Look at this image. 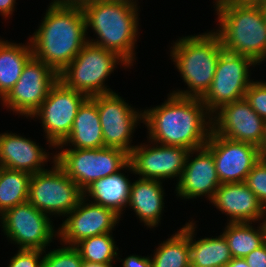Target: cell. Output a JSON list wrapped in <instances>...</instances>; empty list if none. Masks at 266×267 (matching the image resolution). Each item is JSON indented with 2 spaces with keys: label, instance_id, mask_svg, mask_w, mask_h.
I'll return each mask as SVG.
<instances>
[{
  "label": "cell",
  "instance_id": "cell-1",
  "mask_svg": "<svg viewBox=\"0 0 266 267\" xmlns=\"http://www.w3.org/2000/svg\"><path fill=\"white\" fill-rule=\"evenodd\" d=\"M143 111L148 141L188 150L203 147L212 131V115L201 98L170 93L167 100ZM208 119V120H207ZM208 127V128H207Z\"/></svg>",
  "mask_w": 266,
  "mask_h": 267
},
{
  "label": "cell",
  "instance_id": "cell-2",
  "mask_svg": "<svg viewBox=\"0 0 266 267\" xmlns=\"http://www.w3.org/2000/svg\"><path fill=\"white\" fill-rule=\"evenodd\" d=\"M40 24L29 38L33 56L59 74L88 42L85 15L81 8L50 3Z\"/></svg>",
  "mask_w": 266,
  "mask_h": 267
},
{
  "label": "cell",
  "instance_id": "cell-3",
  "mask_svg": "<svg viewBox=\"0 0 266 267\" xmlns=\"http://www.w3.org/2000/svg\"><path fill=\"white\" fill-rule=\"evenodd\" d=\"M86 30L90 27L96 39L87 40L117 53L133 66L138 35V5L122 0H98L83 9Z\"/></svg>",
  "mask_w": 266,
  "mask_h": 267
},
{
  "label": "cell",
  "instance_id": "cell-4",
  "mask_svg": "<svg viewBox=\"0 0 266 267\" xmlns=\"http://www.w3.org/2000/svg\"><path fill=\"white\" fill-rule=\"evenodd\" d=\"M170 58L187 84L186 90L172 93L184 97L202 98L209 90L217 68L221 39L215 29L199 35H190L173 42Z\"/></svg>",
  "mask_w": 266,
  "mask_h": 267
},
{
  "label": "cell",
  "instance_id": "cell-5",
  "mask_svg": "<svg viewBox=\"0 0 266 267\" xmlns=\"http://www.w3.org/2000/svg\"><path fill=\"white\" fill-rule=\"evenodd\" d=\"M216 33L223 49L252 58L258 65L266 60V20L260 5L215 3Z\"/></svg>",
  "mask_w": 266,
  "mask_h": 267
},
{
  "label": "cell",
  "instance_id": "cell-6",
  "mask_svg": "<svg viewBox=\"0 0 266 267\" xmlns=\"http://www.w3.org/2000/svg\"><path fill=\"white\" fill-rule=\"evenodd\" d=\"M129 67L117 53L87 42L76 57L58 74V79L68 88L87 97L113 92L105 81L116 65ZM106 86V87H105Z\"/></svg>",
  "mask_w": 266,
  "mask_h": 267
},
{
  "label": "cell",
  "instance_id": "cell-7",
  "mask_svg": "<svg viewBox=\"0 0 266 267\" xmlns=\"http://www.w3.org/2000/svg\"><path fill=\"white\" fill-rule=\"evenodd\" d=\"M55 162L84 191L94 181L115 174L121 170L134 169L129 154L117 148L76 149L56 146ZM63 148V149H62Z\"/></svg>",
  "mask_w": 266,
  "mask_h": 267
},
{
  "label": "cell",
  "instance_id": "cell-8",
  "mask_svg": "<svg viewBox=\"0 0 266 267\" xmlns=\"http://www.w3.org/2000/svg\"><path fill=\"white\" fill-rule=\"evenodd\" d=\"M51 169L31 174L28 202L47 215L66 216L75 209L83 191L55 162Z\"/></svg>",
  "mask_w": 266,
  "mask_h": 267
},
{
  "label": "cell",
  "instance_id": "cell-9",
  "mask_svg": "<svg viewBox=\"0 0 266 267\" xmlns=\"http://www.w3.org/2000/svg\"><path fill=\"white\" fill-rule=\"evenodd\" d=\"M256 65L258 64L248 56L233 54L224 49L220 52L212 84L201 98L211 115L223 105L244 98L247 88L253 82L249 68Z\"/></svg>",
  "mask_w": 266,
  "mask_h": 267
},
{
  "label": "cell",
  "instance_id": "cell-10",
  "mask_svg": "<svg viewBox=\"0 0 266 267\" xmlns=\"http://www.w3.org/2000/svg\"><path fill=\"white\" fill-rule=\"evenodd\" d=\"M49 217L27 201L5 210L0 215V226L7 239L19 245L18 249L45 251L58 236Z\"/></svg>",
  "mask_w": 266,
  "mask_h": 267
},
{
  "label": "cell",
  "instance_id": "cell-11",
  "mask_svg": "<svg viewBox=\"0 0 266 267\" xmlns=\"http://www.w3.org/2000/svg\"><path fill=\"white\" fill-rule=\"evenodd\" d=\"M87 98L84 93L66 87L59 79L48 96L30 116L39 118L49 147L55 148L70 133L79 106Z\"/></svg>",
  "mask_w": 266,
  "mask_h": 267
},
{
  "label": "cell",
  "instance_id": "cell-12",
  "mask_svg": "<svg viewBox=\"0 0 266 267\" xmlns=\"http://www.w3.org/2000/svg\"><path fill=\"white\" fill-rule=\"evenodd\" d=\"M97 104L103 133L104 147L117 148L129 155L135 145H131L132 136L139 121H143V112L134 110L116 92L91 97ZM132 135V136H131Z\"/></svg>",
  "mask_w": 266,
  "mask_h": 267
},
{
  "label": "cell",
  "instance_id": "cell-13",
  "mask_svg": "<svg viewBox=\"0 0 266 267\" xmlns=\"http://www.w3.org/2000/svg\"><path fill=\"white\" fill-rule=\"evenodd\" d=\"M57 80L58 73L55 70L32 56L15 86L1 100L2 104L17 115L30 117L40 107Z\"/></svg>",
  "mask_w": 266,
  "mask_h": 267
},
{
  "label": "cell",
  "instance_id": "cell-14",
  "mask_svg": "<svg viewBox=\"0 0 266 267\" xmlns=\"http://www.w3.org/2000/svg\"><path fill=\"white\" fill-rule=\"evenodd\" d=\"M90 201L83 196L75 209L66 215L68 218L57 230L61 244L75 246L85 238L112 233L116 224L118 226L120 215Z\"/></svg>",
  "mask_w": 266,
  "mask_h": 267
},
{
  "label": "cell",
  "instance_id": "cell-15",
  "mask_svg": "<svg viewBox=\"0 0 266 267\" xmlns=\"http://www.w3.org/2000/svg\"><path fill=\"white\" fill-rule=\"evenodd\" d=\"M205 146L212 152L221 184L245 182L249 172L262 159L257 146L227 139L213 130Z\"/></svg>",
  "mask_w": 266,
  "mask_h": 267
},
{
  "label": "cell",
  "instance_id": "cell-16",
  "mask_svg": "<svg viewBox=\"0 0 266 267\" xmlns=\"http://www.w3.org/2000/svg\"><path fill=\"white\" fill-rule=\"evenodd\" d=\"M148 143L150 144L136 145L129 155L133 174L143 179L162 181L178 177L179 180L190 150L181 146L162 145L150 141Z\"/></svg>",
  "mask_w": 266,
  "mask_h": 267
},
{
  "label": "cell",
  "instance_id": "cell-17",
  "mask_svg": "<svg viewBox=\"0 0 266 267\" xmlns=\"http://www.w3.org/2000/svg\"><path fill=\"white\" fill-rule=\"evenodd\" d=\"M264 127L265 121L245 98L223 105L212 115V130L217 135L257 147L262 142Z\"/></svg>",
  "mask_w": 266,
  "mask_h": 267
},
{
  "label": "cell",
  "instance_id": "cell-18",
  "mask_svg": "<svg viewBox=\"0 0 266 267\" xmlns=\"http://www.w3.org/2000/svg\"><path fill=\"white\" fill-rule=\"evenodd\" d=\"M192 154L196 157L193 158ZM176 181V196L186 200L206 196L211 201L221 185L212 152L206 146L190 150L181 176Z\"/></svg>",
  "mask_w": 266,
  "mask_h": 267
},
{
  "label": "cell",
  "instance_id": "cell-19",
  "mask_svg": "<svg viewBox=\"0 0 266 267\" xmlns=\"http://www.w3.org/2000/svg\"><path fill=\"white\" fill-rule=\"evenodd\" d=\"M210 203L227 215L230 223L264 221L266 209L245 182L223 183ZM257 221V222H256Z\"/></svg>",
  "mask_w": 266,
  "mask_h": 267
},
{
  "label": "cell",
  "instance_id": "cell-20",
  "mask_svg": "<svg viewBox=\"0 0 266 267\" xmlns=\"http://www.w3.org/2000/svg\"><path fill=\"white\" fill-rule=\"evenodd\" d=\"M44 150L35 141L19 134L12 132L0 134V165L4 168L29 174L44 171L50 157Z\"/></svg>",
  "mask_w": 266,
  "mask_h": 267
},
{
  "label": "cell",
  "instance_id": "cell-21",
  "mask_svg": "<svg viewBox=\"0 0 266 267\" xmlns=\"http://www.w3.org/2000/svg\"><path fill=\"white\" fill-rule=\"evenodd\" d=\"M162 181L139 178L131 185L127 206L147 228L157 227L164 210Z\"/></svg>",
  "mask_w": 266,
  "mask_h": 267
},
{
  "label": "cell",
  "instance_id": "cell-22",
  "mask_svg": "<svg viewBox=\"0 0 266 267\" xmlns=\"http://www.w3.org/2000/svg\"><path fill=\"white\" fill-rule=\"evenodd\" d=\"M76 149L104 148L100 116L96 102L87 97L79 106L69 135L57 146Z\"/></svg>",
  "mask_w": 266,
  "mask_h": 267
},
{
  "label": "cell",
  "instance_id": "cell-23",
  "mask_svg": "<svg viewBox=\"0 0 266 267\" xmlns=\"http://www.w3.org/2000/svg\"><path fill=\"white\" fill-rule=\"evenodd\" d=\"M125 173L119 171L105 178L94 181L83 191V196L90 197L91 202L108 207L118 215L123 216L127 207L132 182Z\"/></svg>",
  "mask_w": 266,
  "mask_h": 267
},
{
  "label": "cell",
  "instance_id": "cell-24",
  "mask_svg": "<svg viewBox=\"0 0 266 267\" xmlns=\"http://www.w3.org/2000/svg\"><path fill=\"white\" fill-rule=\"evenodd\" d=\"M196 225L190 220L187 223L191 267H226L233 257L224 236L220 233L218 237L198 238L196 241Z\"/></svg>",
  "mask_w": 266,
  "mask_h": 267
},
{
  "label": "cell",
  "instance_id": "cell-25",
  "mask_svg": "<svg viewBox=\"0 0 266 267\" xmlns=\"http://www.w3.org/2000/svg\"><path fill=\"white\" fill-rule=\"evenodd\" d=\"M32 56L30 42L22 45L0 39V100L15 86Z\"/></svg>",
  "mask_w": 266,
  "mask_h": 267
},
{
  "label": "cell",
  "instance_id": "cell-26",
  "mask_svg": "<svg viewBox=\"0 0 266 267\" xmlns=\"http://www.w3.org/2000/svg\"><path fill=\"white\" fill-rule=\"evenodd\" d=\"M252 222H228L222 235L233 258H244L266 241V229L260 222L256 229Z\"/></svg>",
  "mask_w": 266,
  "mask_h": 267
},
{
  "label": "cell",
  "instance_id": "cell-27",
  "mask_svg": "<svg viewBox=\"0 0 266 267\" xmlns=\"http://www.w3.org/2000/svg\"><path fill=\"white\" fill-rule=\"evenodd\" d=\"M155 250L151 256L154 267H191L187 223Z\"/></svg>",
  "mask_w": 266,
  "mask_h": 267
},
{
  "label": "cell",
  "instance_id": "cell-28",
  "mask_svg": "<svg viewBox=\"0 0 266 267\" xmlns=\"http://www.w3.org/2000/svg\"><path fill=\"white\" fill-rule=\"evenodd\" d=\"M31 174L2 167L0 171V215L27 202Z\"/></svg>",
  "mask_w": 266,
  "mask_h": 267
},
{
  "label": "cell",
  "instance_id": "cell-29",
  "mask_svg": "<svg viewBox=\"0 0 266 267\" xmlns=\"http://www.w3.org/2000/svg\"><path fill=\"white\" fill-rule=\"evenodd\" d=\"M81 255L83 261L99 264H113L118 258L116 242L113 233L85 238L74 246Z\"/></svg>",
  "mask_w": 266,
  "mask_h": 267
},
{
  "label": "cell",
  "instance_id": "cell-30",
  "mask_svg": "<svg viewBox=\"0 0 266 267\" xmlns=\"http://www.w3.org/2000/svg\"><path fill=\"white\" fill-rule=\"evenodd\" d=\"M43 257L42 267H82L80 252L74 246L50 250Z\"/></svg>",
  "mask_w": 266,
  "mask_h": 267
},
{
  "label": "cell",
  "instance_id": "cell-31",
  "mask_svg": "<svg viewBox=\"0 0 266 267\" xmlns=\"http://www.w3.org/2000/svg\"><path fill=\"white\" fill-rule=\"evenodd\" d=\"M245 183L266 209V160L264 158L252 168Z\"/></svg>",
  "mask_w": 266,
  "mask_h": 267
},
{
  "label": "cell",
  "instance_id": "cell-32",
  "mask_svg": "<svg viewBox=\"0 0 266 267\" xmlns=\"http://www.w3.org/2000/svg\"><path fill=\"white\" fill-rule=\"evenodd\" d=\"M251 108L266 122V82L253 81L244 96Z\"/></svg>",
  "mask_w": 266,
  "mask_h": 267
},
{
  "label": "cell",
  "instance_id": "cell-33",
  "mask_svg": "<svg viewBox=\"0 0 266 267\" xmlns=\"http://www.w3.org/2000/svg\"><path fill=\"white\" fill-rule=\"evenodd\" d=\"M44 251L38 249H19L11 257L8 267H42Z\"/></svg>",
  "mask_w": 266,
  "mask_h": 267
},
{
  "label": "cell",
  "instance_id": "cell-34",
  "mask_svg": "<svg viewBox=\"0 0 266 267\" xmlns=\"http://www.w3.org/2000/svg\"><path fill=\"white\" fill-rule=\"evenodd\" d=\"M244 259L250 267H266V241Z\"/></svg>",
  "mask_w": 266,
  "mask_h": 267
},
{
  "label": "cell",
  "instance_id": "cell-35",
  "mask_svg": "<svg viewBox=\"0 0 266 267\" xmlns=\"http://www.w3.org/2000/svg\"><path fill=\"white\" fill-rule=\"evenodd\" d=\"M122 261V267H154L151 256L130 255Z\"/></svg>",
  "mask_w": 266,
  "mask_h": 267
},
{
  "label": "cell",
  "instance_id": "cell-36",
  "mask_svg": "<svg viewBox=\"0 0 266 267\" xmlns=\"http://www.w3.org/2000/svg\"><path fill=\"white\" fill-rule=\"evenodd\" d=\"M96 1L98 0H52L51 4L83 9L85 6L90 5Z\"/></svg>",
  "mask_w": 266,
  "mask_h": 267
},
{
  "label": "cell",
  "instance_id": "cell-37",
  "mask_svg": "<svg viewBox=\"0 0 266 267\" xmlns=\"http://www.w3.org/2000/svg\"><path fill=\"white\" fill-rule=\"evenodd\" d=\"M16 0H0V14L7 18L14 12Z\"/></svg>",
  "mask_w": 266,
  "mask_h": 267
},
{
  "label": "cell",
  "instance_id": "cell-38",
  "mask_svg": "<svg viewBox=\"0 0 266 267\" xmlns=\"http://www.w3.org/2000/svg\"><path fill=\"white\" fill-rule=\"evenodd\" d=\"M264 0H215L213 3L249 4L260 5Z\"/></svg>",
  "mask_w": 266,
  "mask_h": 267
},
{
  "label": "cell",
  "instance_id": "cell-39",
  "mask_svg": "<svg viewBox=\"0 0 266 267\" xmlns=\"http://www.w3.org/2000/svg\"><path fill=\"white\" fill-rule=\"evenodd\" d=\"M226 267H250L244 258H232Z\"/></svg>",
  "mask_w": 266,
  "mask_h": 267
},
{
  "label": "cell",
  "instance_id": "cell-40",
  "mask_svg": "<svg viewBox=\"0 0 266 267\" xmlns=\"http://www.w3.org/2000/svg\"><path fill=\"white\" fill-rule=\"evenodd\" d=\"M258 148H259V152L263 158L266 155V122H265V127H264L263 139H262V142Z\"/></svg>",
  "mask_w": 266,
  "mask_h": 267
},
{
  "label": "cell",
  "instance_id": "cell-41",
  "mask_svg": "<svg viewBox=\"0 0 266 267\" xmlns=\"http://www.w3.org/2000/svg\"><path fill=\"white\" fill-rule=\"evenodd\" d=\"M82 267H113L112 264H99L88 261H83Z\"/></svg>",
  "mask_w": 266,
  "mask_h": 267
},
{
  "label": "cell",
  "instance_id": "cell-42",
  "mask_svg": "<svg viewBox=\"0 0 266 267\" xmlns=\"http://www.w3.org/2000/svg\"><path fill=\"white\" fill-rule=\"evenodd\" d=\"M260 7L263 11V14H264L265 20H266V1H264L262 4H260Z\"/></svg>",
  "mask_w": 266,
  "mask_h": 267
},
{
  "label": "cell",
  "instance_id": "cell-43",
  "mask_svg": "<svg viewBox=\"0 0 266 267\" xmlns=\"http://www.w3.org/2000/svg\"><path fill=\"white\" fill-rule=\"evenodd\" d=\"M122 1H126V2H130L132 4L138 5L137 2L138 0H122ZM137 1V2H136Z\"/></svg>",
  "mask_w": 266,
  "mask_h": 267
},
{
  "label": "cell",
  "instance_id": "cell-44",
  "mask_svg": "<svg viewBox=\"0 0 266 267\" xmlns=\"http://www.w3.org/2000/svg\"><path fill=\"white\" fill-rule=\"evenodd\" d=\"M263 223H264V226H265V229H266V217L264 218Z\"/></svg>",
  "mask_w": 266,
  "mask_h": 267
}]
</instances>
